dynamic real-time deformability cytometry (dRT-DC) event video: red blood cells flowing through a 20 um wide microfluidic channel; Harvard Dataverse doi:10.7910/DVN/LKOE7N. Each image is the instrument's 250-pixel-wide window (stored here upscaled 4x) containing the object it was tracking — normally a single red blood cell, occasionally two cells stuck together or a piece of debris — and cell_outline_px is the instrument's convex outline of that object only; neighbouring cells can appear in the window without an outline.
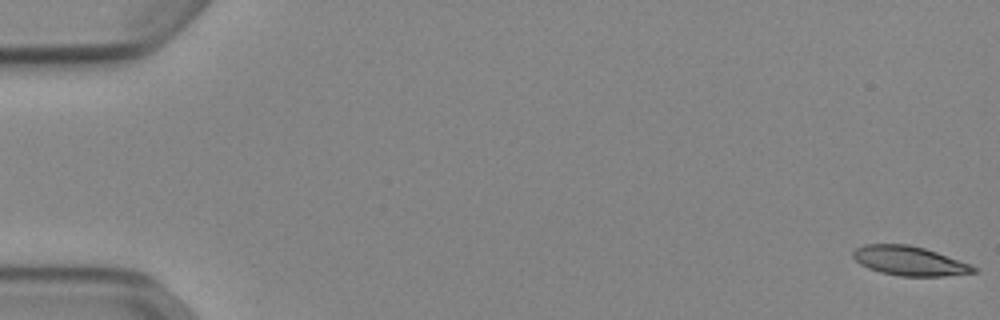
{"species": "Egyptian fruit bat (a non-hibernating species)", "species_latin": "Rousettus aegyptiacus", "temperature_condition": "cold", "stored_images_in_passage": 53, "camera_frame_rate_fps": 3000, "um_per_image_px": 0.085, "animal": {"sex": "female"}, "frame": {"image": 1, "passage_image": 1, "time_ms": 0.0, "image_size_px": [1000, 320], "cell_outline_px": [[980, 272], [944, 276], [900, 276], [880, 272], [868, 268], [860, 264], [852, 256], [852, 252], [856, 248], [864, 244], [908, 244], [924, 248], [936, 252], [968, 264], [976, 268]], "centroid_in_image_um": [77.27, 22.18], "position_along_channel_um": 7.7, "area_um2": 20.46}}
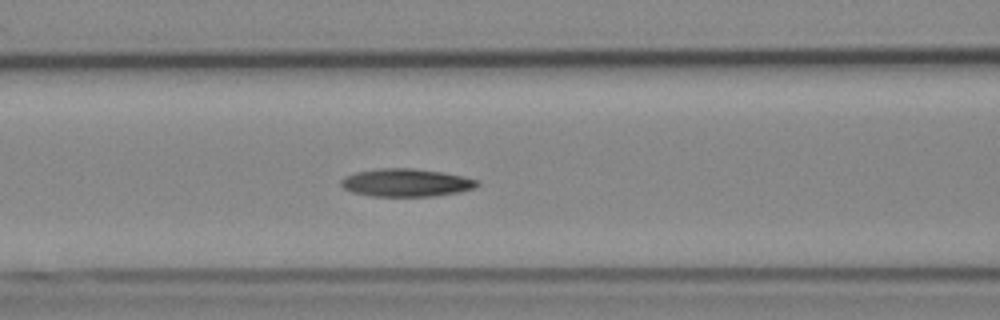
{"frame": {"image": 2, "passage_image": 23, "time_ms": 7.333, "image_size_px": [1000, 320], "cell_outline_px": [[480, 184], [476, 188], [460, 192], [432, 196], [372, 196], [352, 192], [344, 188], [340, 184], [340, 180], [344, 176], [356, 172], [380, 168], [412, 168], [444, 172], [464, 176], [480, 180]], "centroid_in_image_um": [34.56, 15.52], "position_along_channel_um": 132.0, "area_um2": 22.37}}
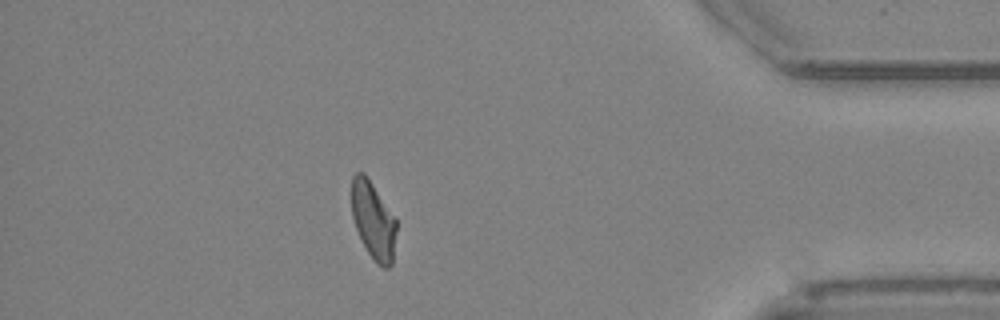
{"frame": {"image": 3, "passage_image": 47, "time_ms": 15.333, "image_size_px": [1000, 320], "cell_outline_px": [[396, 232], [392, 264], [388, 268], [384, 268], [376, 264], [368, 252], [356, 228], [352, 216], [352, 176], [356, 172], [364, 172], [396, 220]], "centroid_in_image_um": [31.72, 18.76], "position_along_channel_um": 403.5, "area_um2": 19.83}, "authors_computed_cell_mechanics": {"area_um2": 21.1548, "velocity_mm_per_s": 3.8833, "shape_relaxation_time_tau1_ms": 5.7723, "shape_relaxation_time_tau2_ms": 4.7619, "deformation_change_tau1": 0.184, "deformation_change_tau2": 0.1291}}